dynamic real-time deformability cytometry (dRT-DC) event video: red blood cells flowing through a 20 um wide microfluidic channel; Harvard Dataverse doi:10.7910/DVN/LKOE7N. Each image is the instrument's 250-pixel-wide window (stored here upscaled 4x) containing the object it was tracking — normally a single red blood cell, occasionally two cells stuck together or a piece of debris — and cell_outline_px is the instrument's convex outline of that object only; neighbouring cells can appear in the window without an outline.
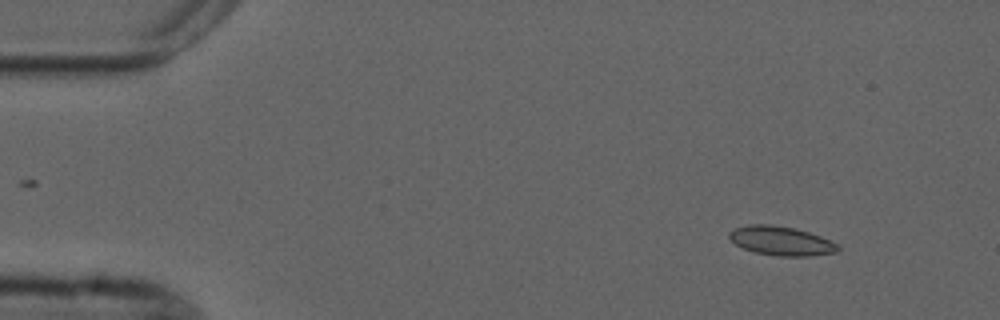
{"species": "common noctule bat (a hibernating species)", "species_latin": "Nyctalus noctula", "temperature_condition": "cold", "stored_images_in_passage": 4, "camera_frame_rate_fps": 3000, "um_per_image_px": 0.085, "animal": {"sex": "male", "forearm_length_mm": 52.5}, "frame": {"image": 1, "passage_image": 1, "time_ms": 0.0, "image_size_px": [1000, 320], "cell_outline_px": [[840, 248], [836, 252], [808, 256], [780, 256], [756, 252], [744, 248], [736, 244], [728, 236], [728, 232], [736, 228], [748, 224], [768, 224], [792, 228], [808, 232], [820, 236], [836, 244]], "centroid_in_image_um": [66.37, 20.47], "position_along_channel_um": 18.6, "area_um2": 18.03}}
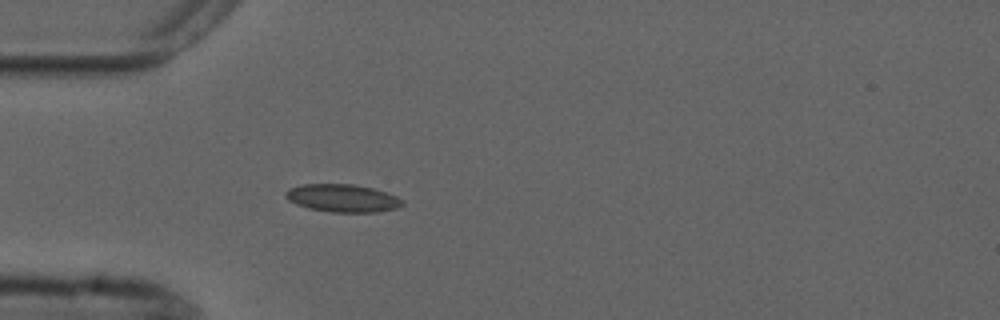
{"frame": {"image": 2, "passage_image": 4, "time_ms": 3.333, "image_size_px": [1000, 320], "cell_outline_px": [[404, 204], [396, 208], [376, 212], [332, 212], [308, 208], [296, 204], [288, 200], [284, 196], [284, 192], [288, 188], [300, 184], [352, 184], [372, 188], [396, 196], [404, 200]], "centroid_in_image_um": [29.07, 16.84], "position_along_channel_um": 55.9, "area_um2": 18.96}}